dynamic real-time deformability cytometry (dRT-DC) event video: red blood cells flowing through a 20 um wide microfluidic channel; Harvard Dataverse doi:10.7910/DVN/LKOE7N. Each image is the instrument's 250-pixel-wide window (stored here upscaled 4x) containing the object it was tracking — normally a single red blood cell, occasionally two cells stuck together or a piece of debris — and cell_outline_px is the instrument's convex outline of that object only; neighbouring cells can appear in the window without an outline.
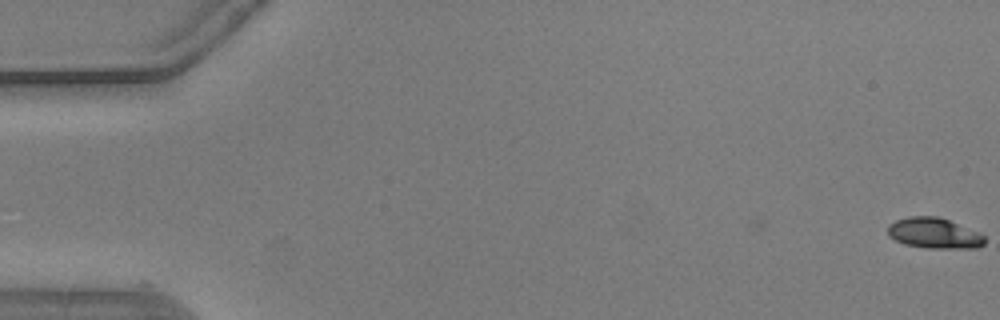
{"species": "common noctule bat (a hibernating species)", "species_latin": "Nyctalus noctula", "temperature_condition": "warm", "stored_images_in_passage": 5, "camera_frame_rate_fps": 3000, "um_per_image_px": 0.085, "animal": {"sex": "male", "body_mass_g": 20.5, "forearm_length_mm": 52.5}, "frame": {"image": 1, "passage_image": 5, "time_ms": 1.333, "image_size_px": [1000, 320], "cell_outline_px": [[984, 244], [976, 248], [928, 248], [904, 244], [888, 236], [888, 224], [896, 220], [908, 216], [936, 216], [948, 220], [980, 232], [984, 236]], "centroid_in_image_um": [79.39, 19.82], "position_along_channel_um": 5.6, "area_um2": 17.28}}